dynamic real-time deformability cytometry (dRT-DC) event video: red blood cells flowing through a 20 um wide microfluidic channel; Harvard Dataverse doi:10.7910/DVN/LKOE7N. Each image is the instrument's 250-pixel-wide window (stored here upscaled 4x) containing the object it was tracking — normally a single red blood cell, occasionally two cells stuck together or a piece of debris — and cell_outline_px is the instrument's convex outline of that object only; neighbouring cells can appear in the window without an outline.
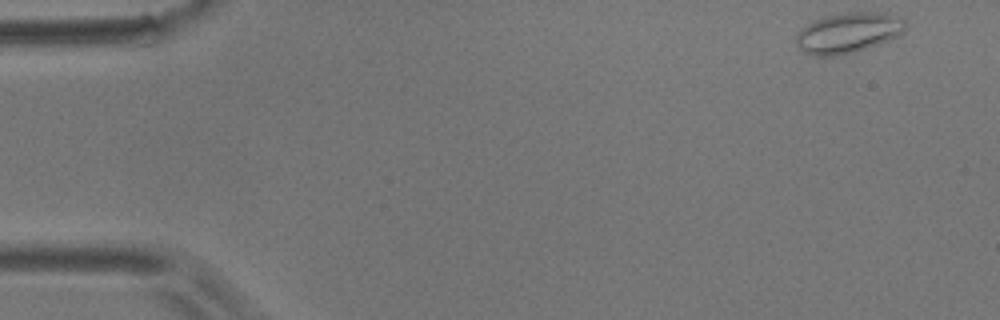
{"species": "common noctule bat (a hibernating species)", "species_latin": "Nyctalus noctula", "temperature_condition": "room temperature", "stored_images_in_passage": 6, "camera_frame_rate_fps": 3000, "um_per_image_px": 0.085, "animal": {"sex": "male", "body_mass_g": 17.9}, "frame": {"image": 1, "passage_image": 1, "time_ms": 0.0, "image_size_px": [1000, 320], "cell_outline_px": [[908, 24], [904, 32], [888, 40], [852, 52], [832, 56], [816, 56], [804, 52], [796, 44], [796, 32], [808, 24], [816, 20], [828, 16], [844, 12], [876, 12], [904, 20]], "centroid_in_image_um": [72.06, 2.79], "position_along_channel_um": 12.9, "area_um2": 25.14}}
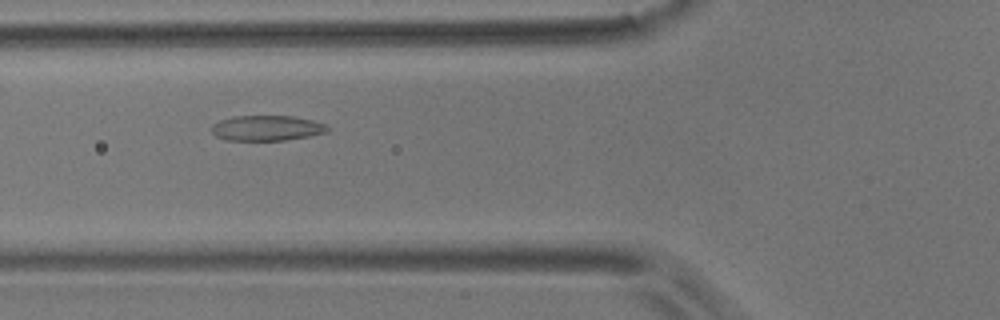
{"frame": {"image": 2, "passage_image": 6, "time_ms": 6.0, "image_size_px": [1000, 320], "cell_outline_px": [[328, 132], [308, 136], [284, 140], [228, 140], [216, 136], [212, 132], [212, 124], [220, 120], [236, 116], [292, 116], [312, 120], [324, 124], [328, 128]], "centroid_in_image_um": [22.66, 10.88], "position_along_channel_um": 103.1, "area_um2": 16.88}}